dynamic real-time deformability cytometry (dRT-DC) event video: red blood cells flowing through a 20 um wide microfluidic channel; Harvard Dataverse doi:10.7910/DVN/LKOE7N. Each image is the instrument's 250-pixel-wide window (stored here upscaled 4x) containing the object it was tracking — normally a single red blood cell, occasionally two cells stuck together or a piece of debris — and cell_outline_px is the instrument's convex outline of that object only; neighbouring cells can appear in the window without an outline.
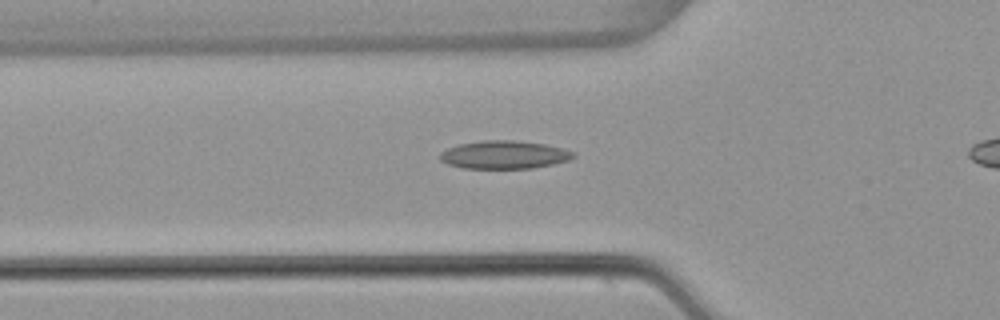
{"species": "common noctule bat (a hibernating species)", "species_latin": "Nyctalus noctula", "temperature_condition": "warm", "stored_images_in_passage": 33, "camera_frame_rate_fps": 3000, "um_per_image_px": 0.085, "animal": {"sex": "female", "body_mass_g": 22.7, "forearm_length_mm": 54.2}, "frame": {"image": 1, "passage_image": 6, "time_ms": 1.667, "image_size_px": [1000, 320], "cell_outline_px": [[576, 156], [568, 160], [552, 164], [532, 168], [464, 168], [448, 164], [440, 160], [440, 152], [448, 148], [460, 144], [480, 140], [512, 140], [544, 144], [564, 148], [576, 152]], "centroid_in_image_um": [42.87, 13.15], "position_along_channel_um": 82.9, "area_um2": 21.79}}
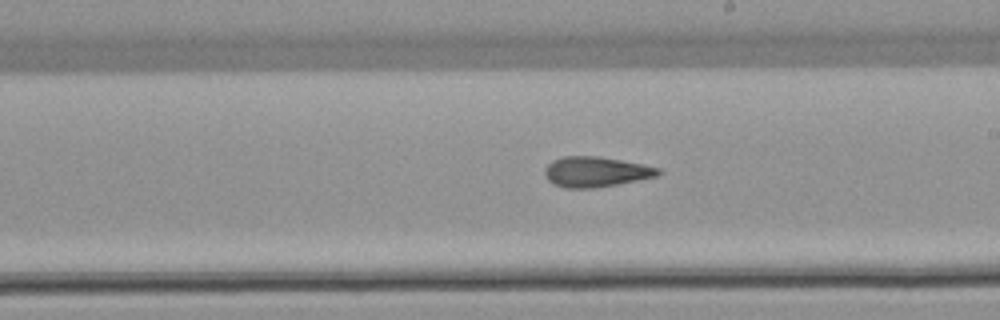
{"frame": {"image": 2, "passage_image": 18, "time_ms": 5.667, "image_size_px": [1000, 320], "cell_outline_px": [[664, 172], [656, 176], [596, 188], [564, 188], [552, 184], [544, 176], [544, 168], [552, 160], [564, 156], [600, 156], [660, 168]], "centroid_in_image_um": [50.59, 14.6], "position_along_channel_um": 238.4, "area_um2": 20.06}}
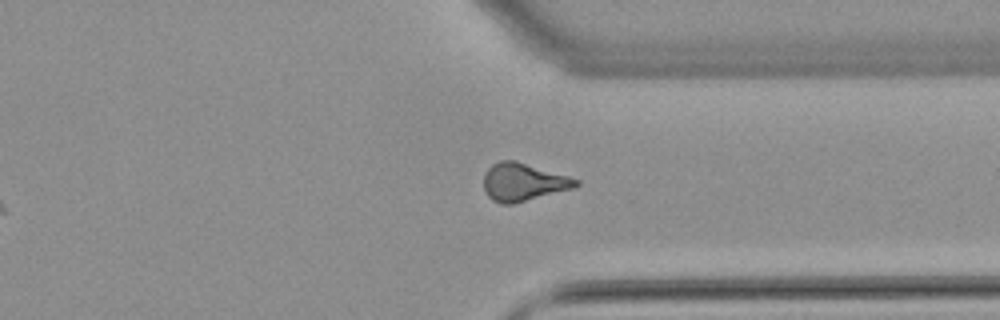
{"frame": {"image": 3, "passage_image": 28, "time_ms": 9.0, "image_size_px": [1000, 320], "cell_outline_px": [[580, 184], [572, 188], [512, 204], [500, 204], [492, 200], [484, 192], [484, 172], [492, 164], [500, 160], [516, 160], [568, 176], [580, 180]], "centroid_in_image_um": [44.44, 15.47], "position_along_channel_um": 367.0, "area_um2": 20.29}}